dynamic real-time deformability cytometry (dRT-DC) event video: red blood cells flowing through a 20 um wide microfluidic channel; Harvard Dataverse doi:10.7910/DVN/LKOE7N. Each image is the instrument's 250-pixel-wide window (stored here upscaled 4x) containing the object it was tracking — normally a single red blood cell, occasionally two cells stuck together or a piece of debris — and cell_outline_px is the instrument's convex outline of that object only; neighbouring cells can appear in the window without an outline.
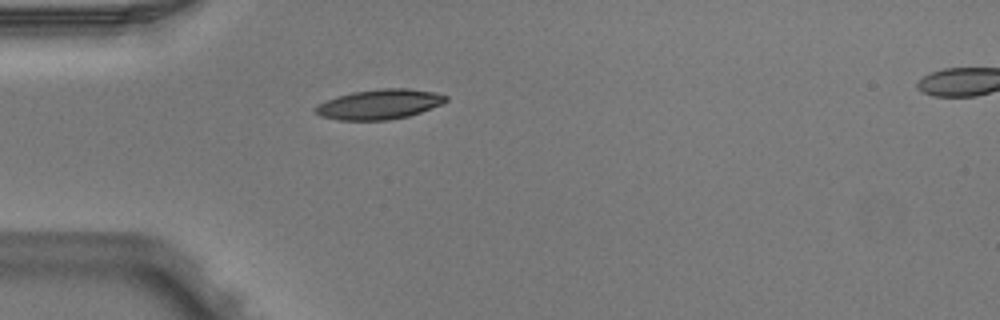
{"species": "Egyptian fruit bat (a non-hibernating species)", "species_latin": "Rousettus aegyptiacus", "temperature_condition": "warm", "stored_images_in_passage": 2, "segment_of_instrument_passage": [1, 2], "camera_frame_rate_fps": 3000, "um_per_image_px": 0.085, "animal": {"sex": "male"}, "frame": {"image": 1, "passage_image": 1, "time_ms": 0.0, "image_size_px": [1000, 320], "cell_outline_px": [[448, 100], [440, 104], [420, 112], [408, 116], [388, 120], [340, 120], [320, 116], [312, 112], [312, 108], [328, 100], [352, 92], [380, 88], [408, 88], [436, 92], [448, 96]], "centroid_in_image_um": [32.24, 8.86], "position_along_channel_um": 52.8, "area_um2": 22.66}}